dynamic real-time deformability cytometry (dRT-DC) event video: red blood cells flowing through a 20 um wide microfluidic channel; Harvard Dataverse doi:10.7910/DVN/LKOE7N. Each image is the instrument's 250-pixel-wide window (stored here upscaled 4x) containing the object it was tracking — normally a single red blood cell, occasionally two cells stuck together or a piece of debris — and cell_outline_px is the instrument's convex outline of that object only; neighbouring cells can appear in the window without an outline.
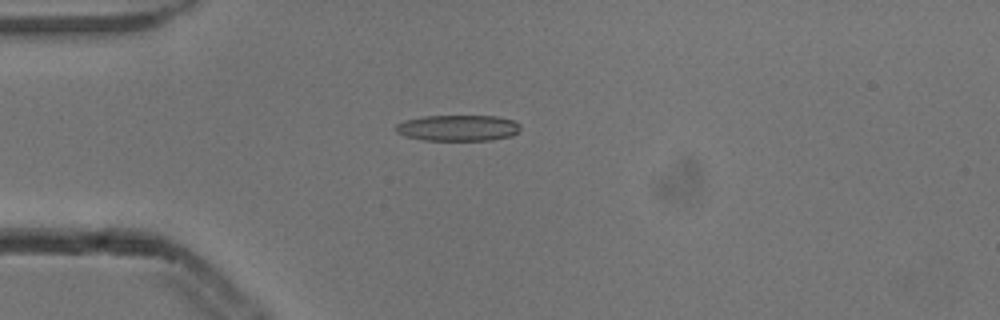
{"species": "common noctule bat (a hibernating species)", "species_latin": "Nyctalus noctula", "temperature_condition": "cold", "stored_images_in_passage": 2, "camera_frame_rate_fps": 3000, "um_per_image_px": 0.085, "animal": {"sex": "male", "body_mass_g": 13.3}, "frame": {"image": 1, "passage_image": 1, "time_ms": 0.0, "image_size_px": [1000, 320], "cell_outline_px": [[520, 128], [512, 136], [492, 140], [424, 140], [404, 136], [396, 132], [396, 124], [404, 120], [424, 116], [496, 116], [516, 120], [520, 124]], "centroid_in_image_um": [38.94, 10.87], "position_along_channel_um": 46.1, "area_um2": 19.02}}